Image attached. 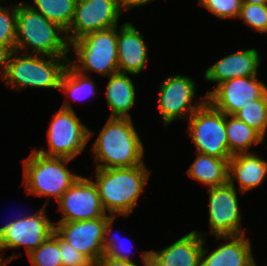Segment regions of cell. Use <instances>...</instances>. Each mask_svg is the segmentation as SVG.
Masks as SVG:
<instances>
[{
	"label": "cell",
	"instance_id": "12",
	"mask_svg": "<svg viewBox=\"0 0 267 266\" xmlns=\"http://www.w3.org/2000/svg\"><path fill=\"white\" fill-rule=\"evenodd\" d=\"M63 212L59 222H74L108 216L93 180L80 176L57 200Z\"/></svg>",
	"mask_w": 267,
	"mask_h": 266
},
{
	"label": "cell",
	"instance_id": "22",
	"mask_svg": "<svg viewBox=\"0 0 267 266\" xmlns=\"http://www.w3.org/2000/svg\"><path fill=\"white\" fill-rule=\"evenodd\" d=\"M194 162L186 171L188 176L203 185L214 187L228 182L229 160L197 152Z\"/></svg>",
	"mask_w": 267,
	"mask_h": 266
},
{
	"label": "cell",
	"instance_id": "18",
	"mask_svg": "<svg viewBox=\"0 0 267 266\" xmlns=\"http://www.w3.org/2000/svg\"><path fill=\"white\" fill-rule=\"evenodd\" d=\"M245 235L215 236L216 241L224 239L229 242L221 244L209 255L206 254L207 248L203 247L200 266H252L254 261L252 247L250 239Z\"/></svg>",
	"mask_w": 267,
	"mask_h": 266
},
{
	"label": "cell",
	"instance_id": "37",
	"mask_svg": "<svg viewBox=\"0 0 267 266\" xmlns=\"http://www.w3.org/2000/svg\"><path fill=\"white\" fill-rule=\"evenodd\" d=\"M15 254L13 253L12 256L6 259H2V254H0V266H6L9 262H11L15 257Z\"/></svg>",
	"mask_w": 267,
	"mask_h": 266
},
{
	"label": "cell",
	"instance_id": "31",
	"mask_svg": "<svg viewBox=\"0 0 267 266\" xmlns=\"http://www.w3.org/2000/svg\"><path fill=\"white\" fill-rule=\"evenodd\" d=\"M198 4L203 6L220 19L238 18L241 0H199Z\"/></svg>",
	"mask_w": 267,
	"mask_h": 266
},
{
	"label": "cell",
	"instance_id": "23",
	"mask_svg": "<svg viewBox=\"0 0 267 266\" xmlns=\"http://www.w3.org/2000/svg\"><path fill=\"white\" fill-rule=\"evenodd\" d=\"M226 134L228 151L231 155L249 153V148L253 144L259 145L264 142V137L258 131L235 115H226Z\"/></svg>",
	"mask_w": 267,
	"mask_h": 266
},
{
	"label": "cell",
	"instance_id": "10",
	"mask_svg": "<svg viewBox=\"0 0 267 266\" xmlns=\"http://www.w3.org/2000/svg\"><path fill=\"white\" fill-rule=\"evenodd\" d=\"M121 9L117 0H77L67 39L71 44L83 36L118 26Z\"/></svg>",
	"mask_w": 267,
	"mask_h": 266
},
{
	"label": "cell",
	"instance_id": "33",
	"mask_svg": "<svg viewBox=\"0 0 267 266\" xmlns=\"http://www.w3.org/2000/svg\"><path fill=\"white\" fill-rule=\"evenodd\" d=\"M94 266H138L135 262L124 261L108 257L103 254L95 263Z\"/></svg>",
	"mask_w": 267,
	"mask_h": 266
},
{
	"label": "cell",
	"instance_id": "16",
	"mask_svg": "<svg viewBox=\"0 0 267 266\" xmlns=\"http://www.w3.org/2000/svg\"><path fill=\"white\" fill-rule=\"evenodd\" d=\"M148 44L143 35L130 22L124 23L118 31L117 26V57L118 70L131 75L140 74L148 59Z\"/></svg>",
	"mask_w": 267,
	"mask_h": 266
},
{
	"label": "cell",
	"instance_id": "20",
	"mask_svg": "<svg viewBox=\"0 0 267 266\" xmlns=\"http://www.w3.org/2000/svg\"><path fill=\"white\" fill-rule=\"evenodd\" d=\"M202 233L191 231L168 247L150 251L164 266H200L206 241Z\"/></svg>",
	"mask_w": 267,
	"mask_h": 266
},
{
	"label": "cell",
	"instance_id": "24",
	"mask_svg": "<svg viewBox=\"0 0 267 266\" xmlns=\"http://www.w3.org/2000/svg\"><path fill=\"white\" fill-rule=\"evenodd\" d=\"M27 3L34 11L41 13L46 19L59 25L65 31L70 27L77 0H32Z\"/></svg>",
	"mask_w": 267,
	"mask_h": 266
},
{
	"label": "cell",
	"instance_id": "19",
	"mask_svg": "<svg viewBox=\"0 0 267 266\" xmlns=\"http://www.w3.org/2000/svg\"><path fill=\"white\" fill-rule=\"evenodd\" d=\"M266 177L267 161L252 151L232 155L229 160L228 181L234 186L237 180L242 193L258 187Z\"/></svg>",
	"mask_w": 267,
	"mask_h": 266
},
{
	"label": "cell",
	"instance_id": "36",
	"mask_svg": "<svg viewBox=\"0 0 267 266\" xmlns=\"http://www.w3.org/2000/svg\"><path fill=\"white\" fill-rule=\"evenodd\" d=\"M141 259L144 266H164L150 251H143Z\"/></svg>",
	"mask_w": 267,
	"mask_h": 266
},
{
	"label": "cell",
	"instance_id": "8",
	"mask_svg": "<svg viewBox=\"0 0 267 266\" xmlns=\"http://www.w3.org/2000/svg\"><path fill=\"white\" fill-rule=\"evenodd\" d=\"M187 134L193 140L196 152L221 159H230L226 134V114L214 108L207 100L188 118Z\"/></svg>",
	"mask_w": 267,
	"mask_h": 266
},
{
	"label": "cell",
	"instance_id": "39",
	"mask_svg": "<svg viewBox=\"0 0 267 266\" xmlns=\"http://www.w3.org/2000/svg\"><path fill=\"white\" fill-rule=\"evenodd\" d=\"M12 222H13V219L12 221H9L7 224H5L4 226L0 227V236L7 230V228L10 226Z\"/></svg>",
	"mask_w": 267,
	"mask_h": 266
},
{
	"label": "cell",
	"instance_id": "15",
	"mask_svg": "<svg viewBox=\"0 0 267 266\" xmlns=\"http://www.w3.org/2000/svg\"><path fill=\"white\" fill-rule=\"evenodd\" d=\"M110 217L111 215L90 220L58 222L54 225V231L94 264L104 254V227Z\"/></svg>",
	"mask_w": 267,
	"mask_h": 266
},
{
	"label": "cell",
	"instance_id": "17",
	"mask_svg": "<svg viewBox=\"0 0 267 266\" xmlns=\"http://www.w3.org/2000/svg\"><path fill=\"white\" fill-rule=\"evenodd\" d=\"M261 62L255 48L242 50L223 57L205 72V79L216 82V86L224 81L237 77L257 76Z\"/></svg>",
	"mask_w": 267,
	"mask_h": 266
},
{
	"label": "cell",
	"instance_id": "27",
	"mask_svg": "<svg viewBox=\"0 0 267 266\" xmlns=\"http://www.w3.org/2000/svg\"><path fill=\"white\" fill-rule=\"evenodd\" d=\"M32 266H62L58 234H52L35 250L28 254Z\"/></svg>",
	"mask_w": 267,
	"mask_h": 266
},
{
	"label": "cell",
	"instance_id": "25",
	"mask_svg": "<svg viewBox=\"0 0 267 266\" xmlns=\"http://www.w3.org/2000/svg\"><path fill=\"white\" fill-rule=\"evenodd\" d=\"M95 89V83L88 75L78 72L70 64L66 66L60 80L59 90L70 95L72 100L79 101V99L94 96Z\"/></svg>",
	"mask_w": 267,
	"mask_h": 266
},
{
	"label": "cell",
	"instance_id": "21",
	"mask_svg": "<svg viewBox=\"0 0 267 266\" xmlns=\"http://www.w3.org/2000/svg\"><path fill=\"white\" fill-rule=\"evenodd\" d=\"M129 75V73L116 72L108 76L106 99L112 112L110 118L131 119L129 111L134 107L136 92Z\"/></svg>",
	"mask_w": 267,
	"mask_h": 266
},
{
	"label": "cell",
	"instance_id": "11",
	"mask_svg": "<svg viewBox=\"0 0 267 266\" xmlns=\"http://www.w3.org/2000/svg\"><path fill=\"white\" fill-rule=\"evenodd\" d=\"M237 189L230 182L209 187V226L214 236H236L245 234L241 229L242 215L238 203Z\"/></svg>",
	"mask_w": 267,
	"mask_h": 266
},
{
	"label": "cell",
	"instance_id": "2",
	"mask_svg": "<svg viewBox=\"0 0 267 266\" xmlns=\"http://www.w3.org/2000/svg\"><path fill=\"white\" fill-rule=\"evenodd\" d=\"M145 164L135 167L96 168L95 181L104 211L111 216L128 215L150 177Z\"/></svg>",
	"mask_w": 267,
	"mask_h": 266
},
{
	"label": "cell",
	"instance_id": "38",
	"mask_svg": "<svg viewBox=\"0 0 267 266\" xmlns=\"http://www.w3.org/2000/svg\"><path fill=\"white\" fill-rule=\"evenodd\" d=\"M242 3L247 4H267V0H241Z\"/></svg>",
	"mask_w": 267,
	"mask_h": 266
},
{
	"label": "cell",
	"instance_id": "32",
	"mask_svg": "<svg viewBox=\"0 0 267 266\" xmlns=\"http://www.w3.org/2000/svg\"><path fill=\"white\" fill-rule=\"evenodd\" d=\"M58 244L61 251L62 266H94L83 253L77 251L59 235Z\"/></svg>",
	"mask_w": 267,
	"mask_h": 266
},
{
	"label": "cell",
	"instance_id": "34",
	"mask_svg": "<svg viewBox=\"0 0 267 266\" xmlns=\"http://www.w3.org/2000/svg\"><path fill=\"white\" fill-rule=\"evenodd\" d=\"M13 50L9 46L0 45V78L5 76Z\"/></svg>",
	"mask_w": 267,
	"mask_h": 266
},
{
	"label": "cell",
	"instance_id": "14",
	"mask_svg": "<svg viewBox=\"0 0 267 266\" xmlns=\"http://www.w3.org/2000/svg\"><path fill=\"white\" fill-rule=\"evenodd\" d=\"M267 92V86L257 76L237 77L224 81L213 91H208L206 100L226 115H234L249 101L261 98Z\"/></svg>",
	"mask_w": 267,
	"mask_h": 266
},
{
	"label": "cell",
	"instance_id": "5",
	"mask_svg": "<svg viewBox=\"0 0 267 266\" xmlns=\"http://www.w3.org/2000/svg\"><path fill=\"white\" fill-rule=\"evenodd\" d=\"M73 159L46 156L33 150L28 159L23 160L24 185L27 194L46 196V206L52 196L57 201L63 193L80 177L67 168Z\"/></svg>",
	"mask_w": 267,
	"mask_h": 266
},
{
	"label": "cell",
	"instance_id": "9",
	"mask_svg": "<svg viewBox=\"0 0 267 266\" xmlns=\"http://www.w3.org/2000/svg\"><path fill=\"white\" fill-rule=\"evenodd\" d=\"M195 81L184 75L168 76L159 88V111L163 119L164 127H167L176 119L185 120L206 101H194L195 97Z\"/></svg>",
	"mask_w": 267,
	"mask_h": 266
},
{
	"label": "cell",
	"instance_id": "13",
	"mask_svg": "<svg viewBox=\"0 0 267 266\" xmlns=\"http://www.w3.org/2000/svg\"><path fill=\"white\" fill-rule=\"evenodd\" d=\"M42 206L33 215H22L13 220L7 230L0 236V251L19 249L24 246L27 254L37 249L54 231L51 222Z\"/></svg>",
	"mask_w": 267,
	"mask_h": 266
},
{
	"label": "cell",
	"instance_id": "7",
	"mask_svg": "<svg viewBox=\"0 0 267 266\" xmlns=\"http://www.w3.org/2000/svg\"><path fill=\"white\" fill-rule=\"evenodd\" d=\"M81 122L71 107L70 100H66L57 113L53 114L47 133L48 150L35 151L46 156L74 159L94 134Z\"/></svg>",
	"mask_w": 267,
	"mask_h": 266
},
{
	"label": "cell",
	"instance_id": "29",
	"mask_svg": "<svg viewBox=\"0 0 267 266\" xmlns=\"http://www.w3.org/2000/svg\"><path fill=\"white\" fill-rule=\"evenodd\" d=\"M238 18L255 31L267 33V4L242 3Z\"/></svg>",
	"mask_w": 267,
	"mask_h": 266
},
{
	"label": "cell",
	"instance_id": "26",
	"mask_svg": "<svg viewBox=\"0 0 267 266\" xmlns=\"http://www.w3.org/2000/svg\"><path fill=\"white\" fill-rule=\"evenodd\" d=\"M234 115L265 138L267 132V92L261 98L249 101Z\"/></svg>",
	"mask_w": 267,
	"mask_h": 266
},
{
	"label": "cell",
	"instance_id": "28",
	"mask_svg": "<svg viewBox=\"0 0 267 266\" xmlns=\"http://www.w3.org/2000/svg\"><path fill=\"white\" fill-rule=\"evenodd\" d=\"M17 3L9 7L0 5V45L9 46L13 51L16 45Z\"/></svg>",
	"mask_w": 267,
	"mask_h": 266
},
{
	"label": "cell",
	"instance_id": "3",
	"mask_svg": "<svg viewBox=\"0 0 267 266\" xmlns=\"http://www.w3.org/2000/svg\"><path fill=\"white\" fill-rule=\"evenodd\" d=\"M29 47L33 49L31 54L52 57H68L70 52L66 31L34 11L27 2H20L17 3L15 50L20 53L25 50L28 54Z\"/></svg>",
	"mask_w": 267,
	"mask_h": 266
},
{
	"label": "cell",
	"instance_id": "1",
	"mask_svg": "<svg viewBox=\"0 0 267 266\" xmlns=\"http://www.w3.org/2000/svg\"><path fill=\"white\" fill-rule=\"evenodd\" d=\"M96 168L144 164V146L132 118H108L92 145Z\"/></svg>",
	"mask_w": 267,
	"mask_h": 266
},
{
	"label": "cell",
	"instance_id": "6",
	"mask_svg": "<svg viewBox=\"0 0 267 266\" xmlns=\"http://www.w3.org/2000/svg\"><path fill=\"white\" fill-rule=\"evenodd\" d=\"M75 58L69 64L78 72H96L109 76L118 70L117 26L89 33L70 44ZM77 62V63H76Z\"/></svg>",
	"mask_w": 267,
	"mask_h": 266
},
{
	"label": "cell",
	"instance_id": "35",
	"mask_svg": "<svg viewBox=\"0 0 267 266\" xmlns=\"http://www.w3.org/2000/svg\"><path fill=\"white\" fill-rule=\"evenodd\" d=\"M119 7L124 11H129L132 8L143 6L145 4H148L149 2H152L153 0H117Z\"/></svg>",
	"mask_w": 267,
	"mask_h": 266
},
{
	"label": "cell",
	"instance_id": "30",
	"mask_svg": "<svg viewBox=\"0 0 267 266\" xmlns=\"http://www.w3.org/2000/svg\"><path fill=\"white\" fill-rule=\"evenodd\" d=\"M115 219V216H111L104 227V235H103V249L104 254L108 257H112L115 259H120L124 261H130L132 262V258L130 257L131 249L125 248L121 240L122 238L117 237L116 235L111 236L110 233L112 232V225L113 221ZM110 235V236H109ZM121 239V240H120ZM121 243H120V241ZM125 239L123 238V241Z\"/></svg>",
	"mask_w": 267,
	"mask_h": 266
},
{
	"label": "cell",
	"instance_id": "4",
	"mask_svg": "<svg viewBox=\"0 0 267 266\" xmlns=\"http://www.w3.org/2000/svg\"><path fill=\"white\" fill-rule=\"evenodd\" d=\"M68 64L69 57L29 53L20 55L19 51L14 50L2 81L14 90L28 87L59 89L62 74Z\"/></svg>",
	"mask_w": 267,
	"mask_h": 266
},
{
	"label": "cell",
	"instance_id": "40",
	"mask_svg": "<svg viewBox=\"0 0 267 266\" xmlns=\"http://www.w3.org/2000/svg\"><path fill=\"white\" fill-rule=\"evenodd\" d=\"M252 266H257L255 260L253 261V265Z\"/></svg>",
	"mask_w": 267,
	"mask_h": 266
}]
</instances>
